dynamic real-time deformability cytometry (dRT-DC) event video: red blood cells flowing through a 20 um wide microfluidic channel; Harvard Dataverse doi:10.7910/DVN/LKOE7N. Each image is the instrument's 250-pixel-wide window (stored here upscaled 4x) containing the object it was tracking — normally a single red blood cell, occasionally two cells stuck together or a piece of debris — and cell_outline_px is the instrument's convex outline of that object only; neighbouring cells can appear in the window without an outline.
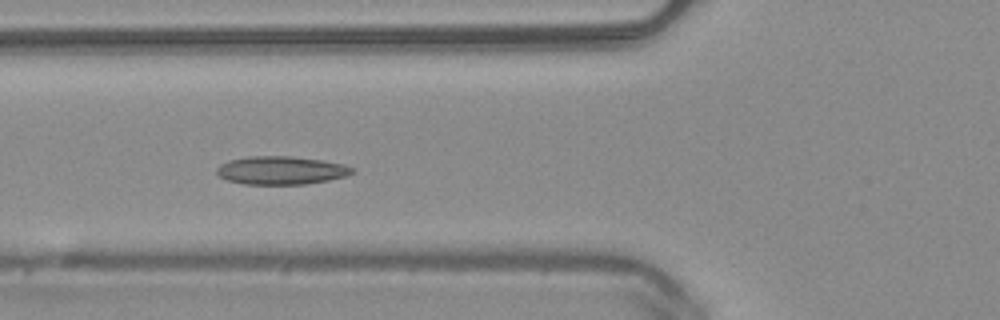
{"species": "common noctule bat (a hibernating species)", "species_latin": "Nyctalus noctula", "temperature_condition": "warm", "stored_images_in_passage": 47, "camera_frame_rate_fps": 3000, "um_per_image_px": 0.085, "animal": {"sex": "male", "body_mass_g": 20.4}, "frame": {"image": 1, "passage_image": 16, "time_ms": 5.0, "image_size_px": [1000, 320], "cell_outline_px": [[356, 172], [348, 176], [328, 180], [304, 184], [244, 184], [228, 180], [220, 176], [216, 172], [216, 168], [220, 164], [228, 160], [248, 156], [292, 156], [324, 160], [344, 164], [356, 168]], "centroid_in_image_um": [23.94, 14.47], "position_along_channel_um": 101.9, "area_um2": 22.54}}
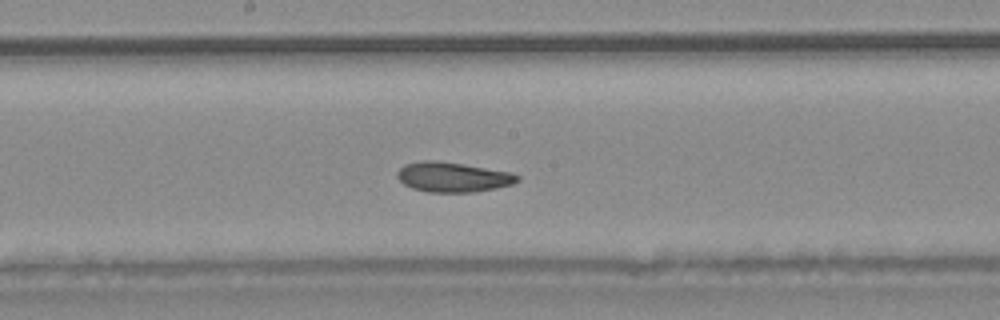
{"frame": {"image": 2, "passage_image": 24, "time_ms": 7.667, "image_size_px": [1000, 320], "cell_outline_px": [[520, 180], [512, 184], [496, 188], [472, 192], [428, 192], [412, 188], [404, 184], [396, 176], [396, 172], [404, 164], [420, 160], [436, 160], [464, 164], [512, 172], [520, 176]], "centroid_in_image_um": [38.48, 15.04], "position_along_channel_um": 209.7, "area_um2": 21.1}}
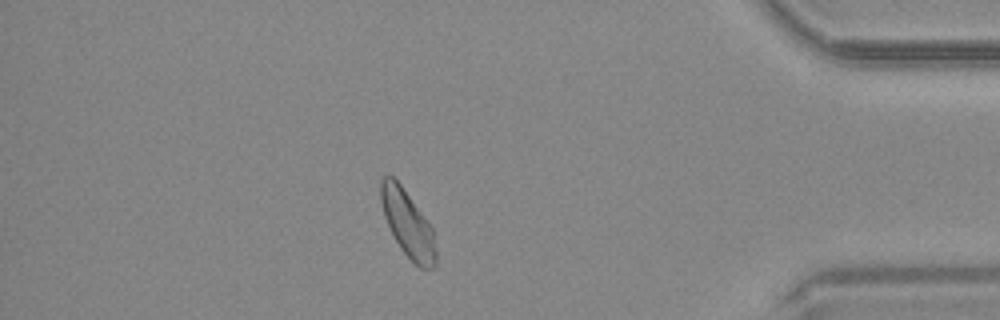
{"frame": {"image": 3, "passage_image": 41, "time_ms": 13.333, "image_size_px": [1000, 320], "cell_outline_px": [[436, 264], [432, 268], [420, 268], [400, 248], [384, 216], [380, 200], [380, 180], [384, 176], [392, 176], [400, 184], [432, 228], [436, 252]], "centroid_in_image_um": [34.64, 19.02], "position_along_channel_um": 400.6, "area_um2": 20.75}, "authors_computed_cell_mechanics": {"area_um2": 21.3282, "velocity_mm_per_s": 4.0373, "shape_relaxation_time_tau1_ms": null, "shape_relaxation_time_tau2_ms": 5.5512, "deformation_change_tau1": null, "deformation_change_tau2": 0.0784}}